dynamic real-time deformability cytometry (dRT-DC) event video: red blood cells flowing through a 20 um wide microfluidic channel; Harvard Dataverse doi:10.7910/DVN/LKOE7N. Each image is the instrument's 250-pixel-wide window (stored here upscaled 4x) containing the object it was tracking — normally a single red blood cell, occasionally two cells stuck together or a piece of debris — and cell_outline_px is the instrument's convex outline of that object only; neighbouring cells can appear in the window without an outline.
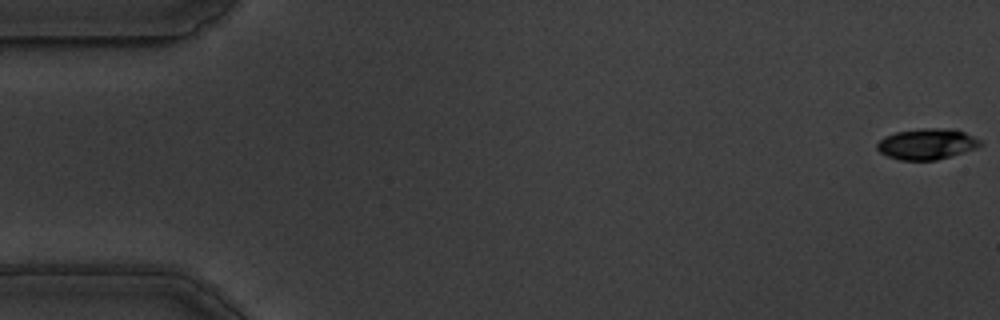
{"species": "common noctule bat (a hibernating species)", "species_latin": "Nyctalus noctula", "temperature_condition": "warm", "stored_images_in_passage": 58, "camera_frame_rate_fps": 3000, "um_per_image_px": 0.085, "animal": {"sex": "male", "body_mass_g": 19.5, "forearm_length_mm": 54.6}, "frame": {"image": 1, "passage_image": 1, "time_ms": 0.0, "image_size_px": [1000, 320], "cell_outline_px": [[984, 144], [976, 148], [936, 160], [900, 160], [888, 156], [880, 152], [876, 148], [876, 144], [884, 136], [896, 132], [920, 128], [952, 128], [964, 132], [980, 140]], "centroid_in_image_um": [78.77, 12.23], "position_along_channel_um": 6.2, "area_um2": 18.55}}
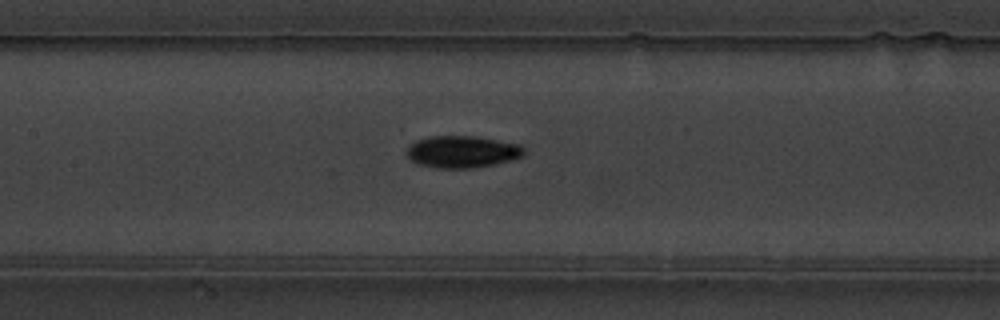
{"frame": {"image": 2, "passage_image": 27, "time_ms": 8.667, "image_size_px": [1000, 320], "cell_outline_px": [[524, 156], [492, 164], [472, 168], [436, 168], [416, 164], [408, 156], [408, 148], [416, 140], [428, 136], [476, 136], [520, 144], [524, 148]], "centroid_in_image_um": [39.28, 12.89], "position_along_channel_um": 168.1, "area_um2": 21.73}}
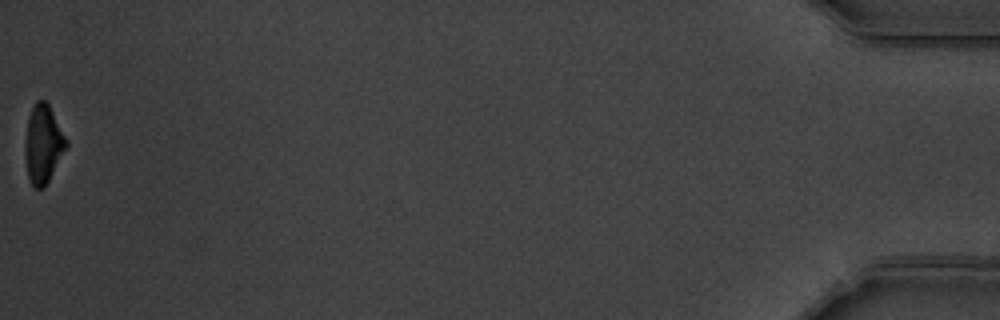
{"frame": {"image": 3, "passage_image": 58, "time_ms": 19.0, "image_size_px": [1000, 320], "cell_outline_px": [[68, 144], [44, 188], [36, 188], [32, 184], [28, 176], [24, 152], [24, 148], [28, 116], [36, 100], [44, 100], [48, 104], [68, 140]], "centroid_in_image_um": [3.65, 12.23], "position_along_channel_um": 431.5, "area_um2": 18.55}, "authors_computed_cell_mechanics": {"area_um2": 19.9121, "velocity_mm_per_s": 3.5217, "shape_relaxation_time_tau1_ms": 3.1899, "shape_relaxation_time_tau2_ms": 9.3669, "deformation_change_tau1": 0.145, "deformation_change_tau2": 0.1519}}